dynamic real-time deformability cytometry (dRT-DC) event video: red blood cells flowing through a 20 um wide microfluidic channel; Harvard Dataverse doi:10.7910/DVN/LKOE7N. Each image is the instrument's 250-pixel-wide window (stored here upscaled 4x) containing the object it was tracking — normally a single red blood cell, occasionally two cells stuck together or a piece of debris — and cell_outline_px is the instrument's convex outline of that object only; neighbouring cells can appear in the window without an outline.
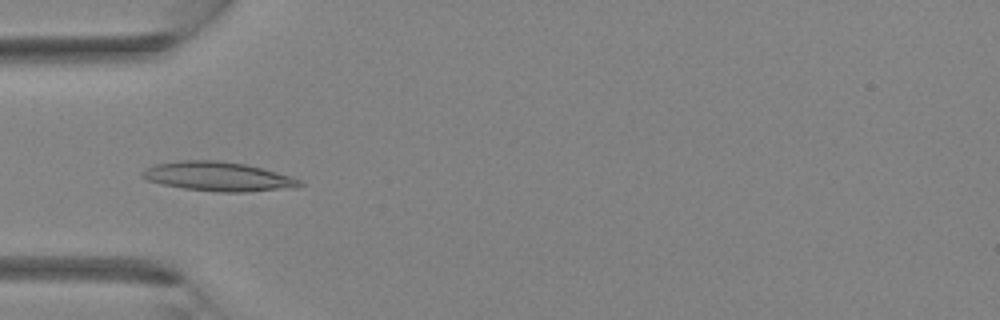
{"species": "Egyptian fruit bat (a non-hibernating species)", "species_latin": "Rousettus aegyptiacus", "temperature_condition": "room temperature", "stored_images_in_passage": 4, "camera_frame_rate_fps": 3000, "um_per_image_px": 0.085, "animal": {"sex": "female"}, "frame": {"image": 1, "passage_image": 4, "time_ms": 3.333, "image_size_px": [1000, 320], "cell_outline_px": [[304, 184], [292, 188], [244, 192], [220, 192], [184, 188], [164, 184], [148, 180], [140, 176], [140, 172], [156, 164], [184, 160], [216, 160], [244, 164], [292, 176], [300, 180]], "centroid_in_image_um": [18.56, 15.0], "position_along_channel_um": 66.4, "area_um2": 26.47}}